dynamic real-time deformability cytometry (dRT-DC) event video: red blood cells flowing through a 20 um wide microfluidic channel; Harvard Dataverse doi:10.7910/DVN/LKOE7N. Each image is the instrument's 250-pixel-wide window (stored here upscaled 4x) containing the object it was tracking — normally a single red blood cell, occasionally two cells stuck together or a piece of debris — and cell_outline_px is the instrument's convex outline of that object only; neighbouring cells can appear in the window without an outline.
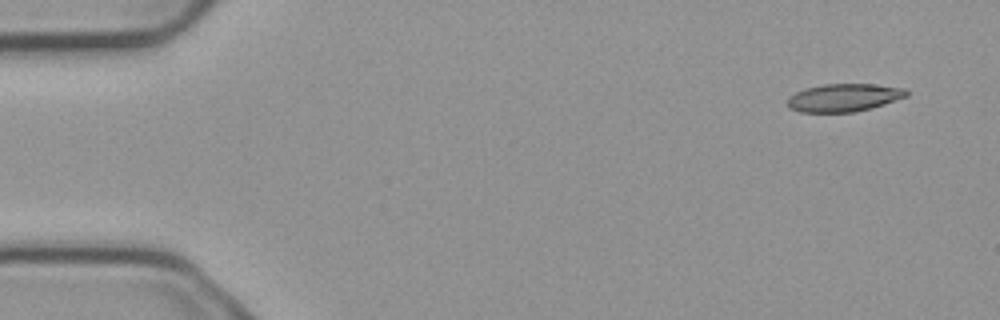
{"species": "common noctule bat (a hibernating species)", "species_latin": "Nyctalus noctula", "temperature_condition": "cold", "stored_images_in_passage": 5, "camera_frame_rate_fps": 3000, "um_per_image_px": 0.085, "animal": {"sex": "male", "body_mass_g": 23.1, "forearm_length_mm": 52.7}, "frame": {"image": 1, "passage_image": 1, "time_ms": 0.0, "image_size_px": [1000, 320], "cell_outline_px": [[908, 96], [872, 108], [852, 112], [800, 112], [788, 108], [788, 96], [804, 88], [824, 84], [872, 84], [904, 88], [908, 92]], "centroid_in_image_um": [71.71, 8.3], "position_along_channel_um": 13.3, "area_um2": 19.36}}